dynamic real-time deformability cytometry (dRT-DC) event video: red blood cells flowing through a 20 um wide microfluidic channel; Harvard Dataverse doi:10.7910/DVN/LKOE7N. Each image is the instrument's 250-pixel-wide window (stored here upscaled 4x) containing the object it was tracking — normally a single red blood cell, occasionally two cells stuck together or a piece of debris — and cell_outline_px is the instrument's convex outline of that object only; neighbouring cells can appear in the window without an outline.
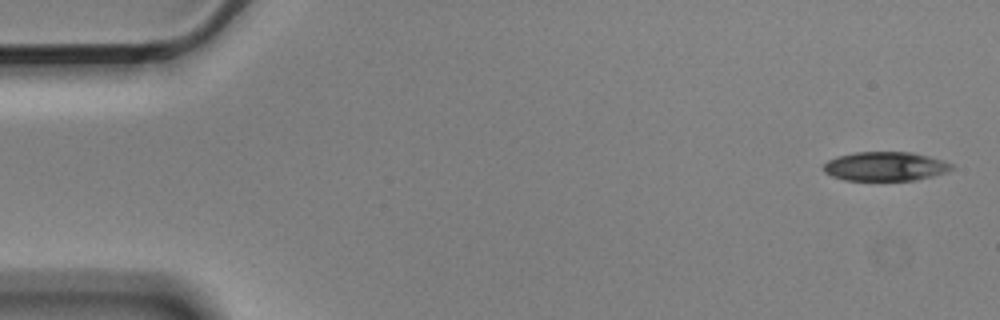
{"species": "Egyptian fruit bat (a non-hibernating species)", "species_latin": "Rousettus aegyptiacus", "temperature_condition": "cold", "stored_images_in_passage": 4, "camera_frame_rate_fps": 3000, "um_per_image_px": 0.085, "animal": {"sex": "male"}, "frame": {"image": 1, "passage_image": 1, "time_ms": 0.0, "image_size_px": [1000, 320], "cell_outline_px": [[952, 168], [948, 172], [916, 180], [844, 180], [832, 176], [824, 172], [824, 164], [828, 160], [840, 156], [856, 152], [912, 152], [928, 156], [952, 164]], "centroid_in_image_um": [75.24, 14.14], "position_along_channel_um": 9.8, "area_um2": 21.5}}